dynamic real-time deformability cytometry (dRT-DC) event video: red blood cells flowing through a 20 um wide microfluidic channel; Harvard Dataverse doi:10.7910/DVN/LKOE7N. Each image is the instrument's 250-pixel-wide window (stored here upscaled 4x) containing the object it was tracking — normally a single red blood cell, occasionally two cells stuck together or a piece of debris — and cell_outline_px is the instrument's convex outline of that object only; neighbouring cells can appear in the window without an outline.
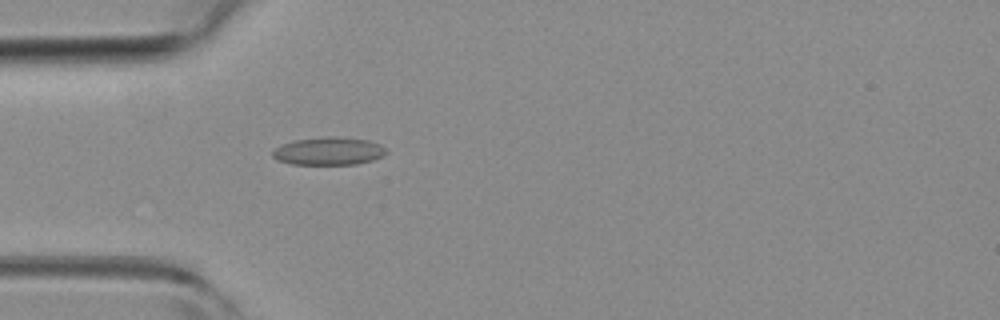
{"species": "common noctule bat (a hibernating species)", "species_latin": "Nyctalus noctula", "temperature_condition": "room temperature", "stored_images_in_passage": 51, "camera_frame_rate_fps": 3000, "um_per_image_px": 0.085, "animal": {"sex": "female", "body_mass_g": 19.3, "forearm_length_mm": 54.1}, "frame": {"image": 1, "passage_image": 15, "time_ms": 4.667, "image_size_px": [1000, 320], "cell_outline_px": [[388, 152], [384, 156], [372, 160], [356, 164], [292, 164], [276, 160], [272, 156], [272, 152], [280, 144], [296, 140], [320, 136], [344, 136], [368, 140], [380, 144]], "centroid_in_image_um": [27.94, 12.83], "position_along_channel_um": 57.1, "area_um2": 18.73}}
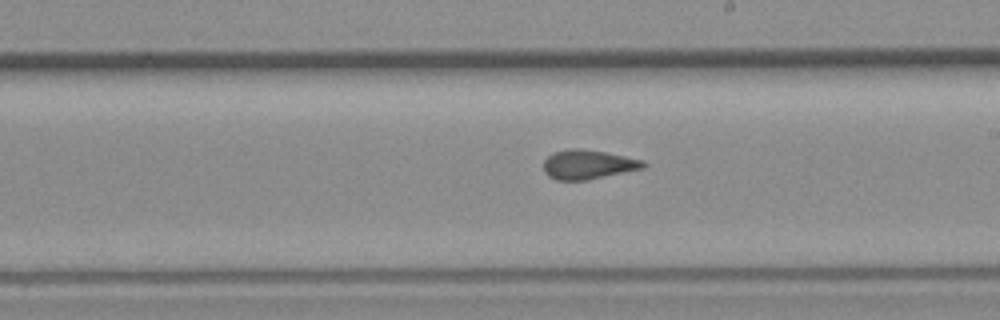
{"frame": {"image": 2, "passage_image": 29, "time_ms": 9.333, "image_size_px": [1000, 320], "cell_outline_px": [[648, 164], [644, 168], [584, 180], [556, 180], [548, 176], [544, 172], [544, 160], [548, 156], [556, 152], [568, 148], [580, 148], [604, 152], [644, 160]], "centroid_in_image_um": [49.98, 13.98], "position_along_channel_um": 239.0, "area_um2": 16.88}}
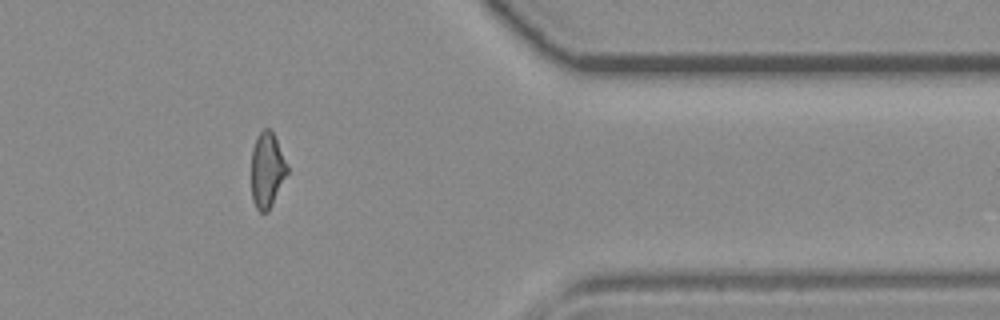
{"frame": {"image": 3, "passage_image": 42, "time_ms": 13.667, "image_size_px": [1000, 320], "cell_outline_px": [[288, 172], [268, 212], [260, 212], [256, 208], [252, 200], [252, 148], [256, 136], [264, 128], [268, 128], [272, 132], [288, 164]], "centroid_in_image_um": [22.69, 14.45], "position_along_channel_um": 388.7, "area_um2": 15.66}, "authors_computed_cell_mechanics": {"area_um2": 17.1088, "velocity_mm_per_s": 3.9612, "shape_relaxation_time_tau1_ms": null, "shape_relaxation_time_tau2_ms": 0.9797, "deformation_change_tau1": null, "deformation_change_tau2": 0.0662}}